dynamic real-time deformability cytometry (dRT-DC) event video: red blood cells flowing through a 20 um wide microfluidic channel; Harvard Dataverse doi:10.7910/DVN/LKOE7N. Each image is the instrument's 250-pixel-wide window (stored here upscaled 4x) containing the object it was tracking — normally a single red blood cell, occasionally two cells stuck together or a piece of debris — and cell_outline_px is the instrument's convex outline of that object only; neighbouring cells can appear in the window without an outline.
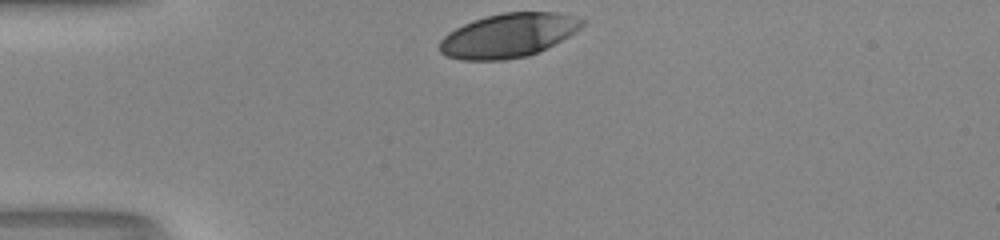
{"species": "human", "species_latin": "Homo sapiens", "temperature_condition": "room temperature", "stored_images_in_passage": 29, "camera_frame_rate_fps": 3000, "um_per_image_px": 0.085, "donor": {"sex": "male"}, "frame": {"image": 1, "passage_image": 1, "time_ms": 0.0, "image_size_px": [1000, 240], "cell_outline_px": [[584, 24], [580, 28], [568, 36], [528, 56], [504, 60], [464, 60], [448, 56], [440, 52], [440, 40], [448, 32], [472, 20], [504, 12], [556, 12], [584, 20]], "centroid_in_image_um": [43.17, 3.01], "position_along_channel_um": 41.8, "area_um2": 36.01}}
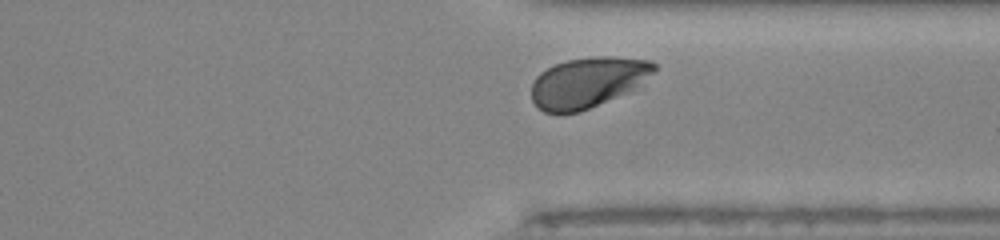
{"frame": {"image": 2, "passage_image": 27, "time_ms": 8.667, "image_size_px": [1000, 240], "cell_outline_px": [[656, 72], [632, 88], [616, 96], [580, 112], [544, 112], [532, 100], [532, 84], [536, 76], [540, 72], [556, 64], [568, 60], [592, 56], [612, 56], [652, 60], [656, 64]], "centroid_in_image_um": [49.96, 6.97], "position_along_channel_um": 361.4, "area_um2": 35.49}, "authors_computed_cell_mechanics": {"area_um2": 36.8186, "velocity_mm_per_s": 4.079, "shape_relaxation_time_tau1_ms": 3.0914, "shape_relaxation_time_tau2_ms": null, "deformation_change_tau1": 0.1652, "deformation_change_tau2": null}}